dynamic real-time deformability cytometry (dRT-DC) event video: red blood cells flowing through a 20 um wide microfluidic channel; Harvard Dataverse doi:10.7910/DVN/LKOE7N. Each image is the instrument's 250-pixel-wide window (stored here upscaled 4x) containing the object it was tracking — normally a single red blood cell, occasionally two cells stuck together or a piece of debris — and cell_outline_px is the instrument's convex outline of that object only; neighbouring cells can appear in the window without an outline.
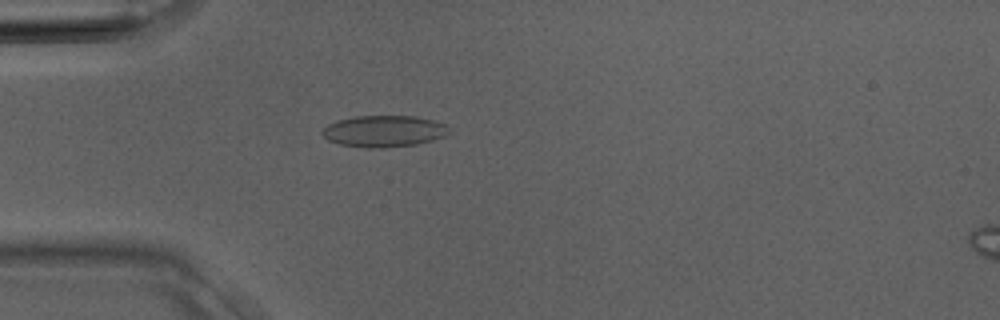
{"species": "Egyptian fruit bat (a non-hibernating species)", "species_latin": "Rousettus aegyptiacus", "temperature_condition": "room temperature", "stored_images_in_passage": 37, "camera_frame_rate_fps": 3000, "um_per_image_px": 0.085, "animal": {"sex": "male"}, "frame": {"image": 1, "passage_image": 11, "time_ms": 3.333, "image_size_px": [1000, 320], "cell_outline_px": [[452, 132], [444, 136], [432, 140], [416, 144], [384, 148], [364, 148], [340, 144], [328, 140], [320, 132], [328, 124], [340, 120], [356, 116], [416, 116], [448, 124]], "centroid_in_image_um": [32.67, 11.15], "position_along_channel_um": 52.3, "area_um2": 23.41}}
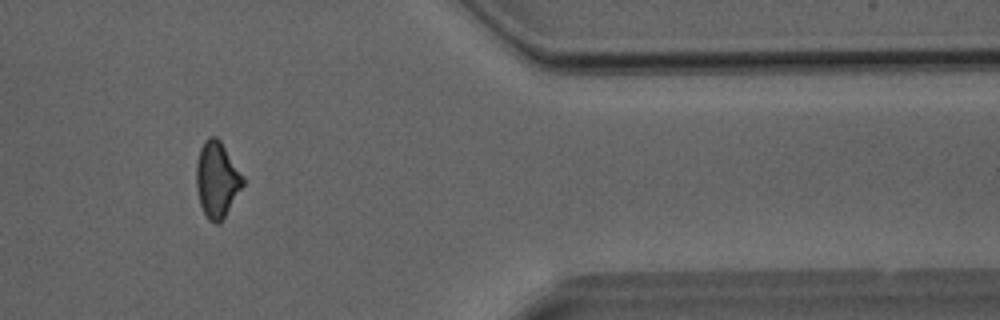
{"frame": {"image": 2, "passage_image": 31, "time_ms": 10.0, "image_size_px": [1000, 320], "cell_outline_px": [[244, 184], [220, 224], [216, 224], [208, 220], [200, 204], [196, 188], [196, 164], [200, 148], [204, 140], [208, 136], [216, 136], [220, 140], [244, 176]], "centroid_in_image_um": [18.43, 15.25], "position_along_channel_um": 393.0, "area_um2": 20.69}}
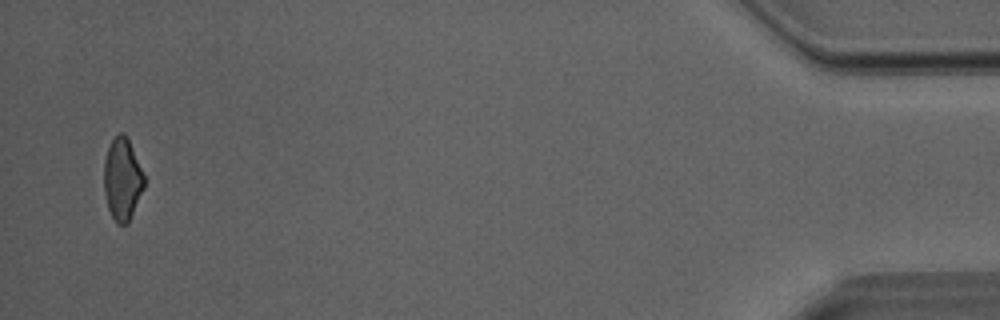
{"frame": {"image": 3, "passage_image": 36, "time_ms": 11.667, "image_size_px": [1000, 320], "cell_outline_px": [[144, 188], [128, 224], [116, 224], [108, 208], [104, 192], [104, 160], [108, 148], [112, 140], [120, 132], [124, 132], [128, 136], [144, 176]], "centroid_in_image_um": [10.4, 15.23], "position_along_channel_um": 424.8, "area_um2": 19.31}}